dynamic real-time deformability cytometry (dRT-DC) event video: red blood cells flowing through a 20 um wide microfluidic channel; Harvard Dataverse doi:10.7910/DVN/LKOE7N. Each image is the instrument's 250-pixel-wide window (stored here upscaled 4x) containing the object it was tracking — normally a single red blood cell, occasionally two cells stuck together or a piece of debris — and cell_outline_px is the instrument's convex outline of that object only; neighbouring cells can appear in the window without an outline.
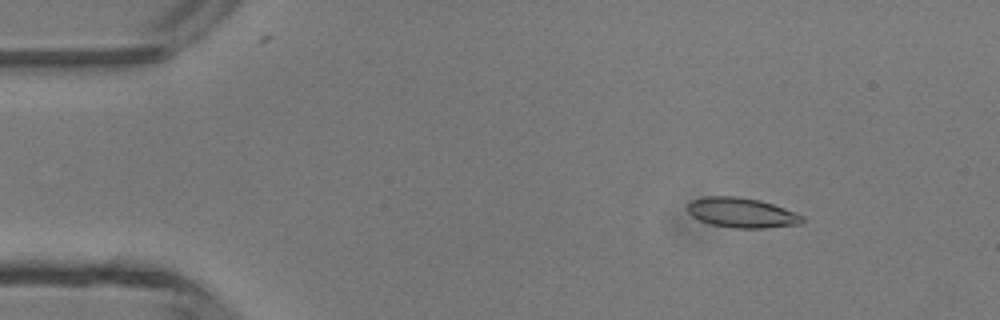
{"species": "common noctule bat (a hibernating species)", "species_latin": "Nyctalus noctula", "temperature_condition": "room temperature", "stored_images_in_passage": 48, "camera_frame_rate_fps": 3000, "um_per_image_px": 0.085, "animal": {"sex": "male", "body_mass_g": 13.3}, "frame": {"image": 1, "passage_image": 7, "time_ms": 2.0, "image_size_px": [1000, 320], "cell_outline_px": [[804, 220], [800, 224], [764, 228], [736, 228], [712, 224], [700, 220], [692, 216], [688, 212], [688, 204], [692, 200], [704, 196], [736, 196], [760, 200], [796, 212], [804, 216]], "centroid_in_image_um": [63.06, 18.07], "position_along_channel_um": 21.9, "area_um2": 19.94}}
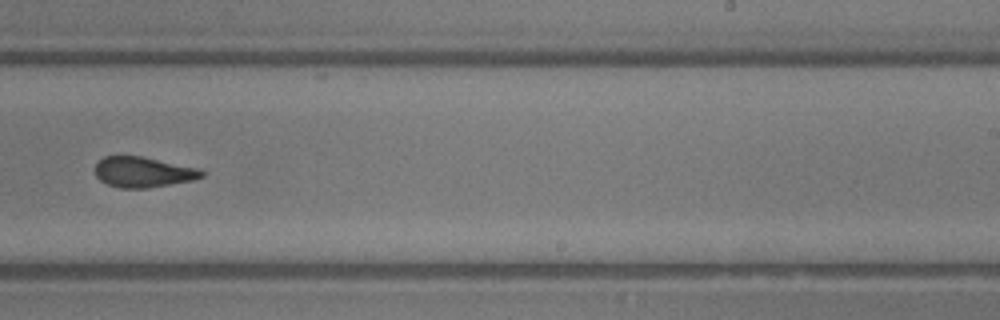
{"frame": {"image": 2, "passage_image": 30, "time_ms": 9.667, "image_size_px": [1000, 320], "cell_outline_px": [[204, 176], [192, 180], [148, 188], [120, 188], [108, 184], [100, 180], [96, 176], [96, 164], [104, 156], [140, 156], [200, 168], [204, 172]], "centroid_in_image_um": [12.18, 14.63], "position_along_channel_um": 276.8, "area_um2": 18.79}}
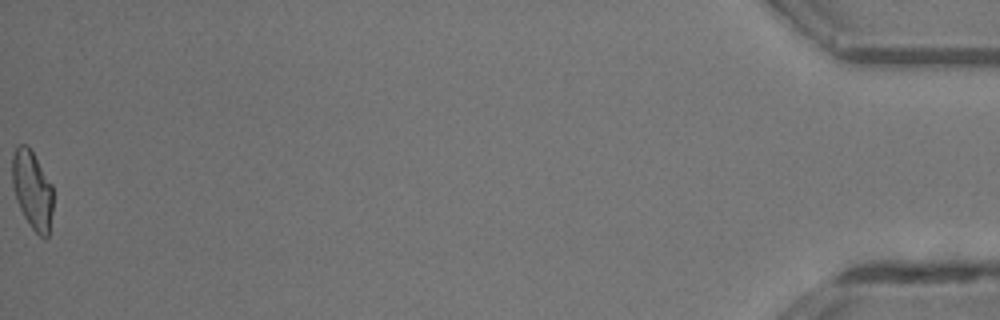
{"frame": {"image": 3, "passage_image": 48, "time_ms": 15.667, "image_size_px": [1000, 320], "cell_outline_px": [[52, 212], [48, 236], [44, 240], [32, 228], [24, 216], [16, 200], [12, 184], [12, 156], [16, 148], [20, 144], [28, 144], [52, 184]], "centroid_in_image_um": [2.74, 16.13], "position_along_channel_um": 432.5, "area_um2": 18.67}, "authors_computed_cell_mechanics": {"area_um2": 19.652, "velocity_mm_per_s": 4.3863, "shape_relaxation_time_tau1_ms": null, "shape_relaxation_time_tau2_ms": 2.115, "deformation_change_tau1": null, "deformation_change_tau2": 0.0949}}